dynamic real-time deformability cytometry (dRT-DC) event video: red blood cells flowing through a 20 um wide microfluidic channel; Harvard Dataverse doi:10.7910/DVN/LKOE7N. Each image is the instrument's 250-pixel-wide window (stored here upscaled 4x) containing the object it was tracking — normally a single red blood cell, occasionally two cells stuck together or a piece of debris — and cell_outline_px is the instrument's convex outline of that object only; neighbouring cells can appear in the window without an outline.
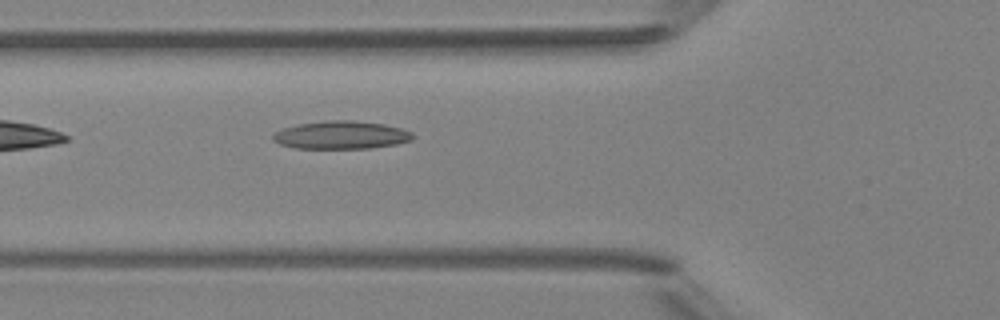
{"species": "Egyptian fruit bat (a non-hibernating species)", "species_latin": "Rousettus aegyptiacus", "temperature_condition": "room temperature", "stored_images_in_passage": 5, "camera_frame_rate_fps": 3000, "um_per_image_px": 0.085, "animal": {"sex": "female"}, "frame": {"image": 1, "passage_image": 5, "time_ms": 4.667, "image_size_px": [1000, 320], "cell_outline_px": [[412, 140], [396, 144], [368, 148], [296, 148], [280, 144], [272, 140], [272, 136], [276, 132], [284, 128], [300, 124], [324, 120], [352, 120], [384, 124], [400, 128], [412, 132]], "centroid_in_image_um": [28.99, 11.47], "position_along_channel_um": 96.8, "area_um2": 22.6}}